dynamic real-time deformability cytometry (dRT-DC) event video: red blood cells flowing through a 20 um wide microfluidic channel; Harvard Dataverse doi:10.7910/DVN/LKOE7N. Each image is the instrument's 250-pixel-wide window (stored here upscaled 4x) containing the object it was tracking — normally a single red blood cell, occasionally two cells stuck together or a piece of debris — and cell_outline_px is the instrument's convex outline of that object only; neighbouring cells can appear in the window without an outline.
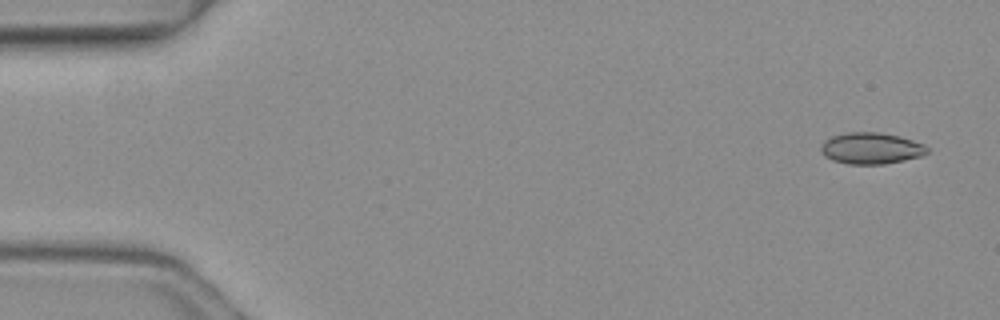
{"species": "common noctule bat (a hibernating species)", "species_latin": "Nyctalus noctula", "temperature_condition": "warm", "stored_images_in_passage": 3, "camera_frame_rate_fps": 3000, "um_per_image_px": 0.085, "animal": {"sex": "female", "body_mass_g": 19.3, "forearm_length_mm": 54.1}, "frame": {"image": 1, "passage_image": 1, "time_ms": 0.0, "image_size_px": [1000, 320], "cell_outline_px": [[928, 152], [920, 156], [904, 160], [884, 164], [848, 164], [832, 160], [824, 156], [820, 152], [820, 144], [824, 140], [832, 136], [848, 132], [880, 132], [900, 136], [924, 144], [928, 148]], "centroid_in_image_um": [74.01, 12.6], "position_along_channel_um": 11.0, "area_um2": 19.59}}